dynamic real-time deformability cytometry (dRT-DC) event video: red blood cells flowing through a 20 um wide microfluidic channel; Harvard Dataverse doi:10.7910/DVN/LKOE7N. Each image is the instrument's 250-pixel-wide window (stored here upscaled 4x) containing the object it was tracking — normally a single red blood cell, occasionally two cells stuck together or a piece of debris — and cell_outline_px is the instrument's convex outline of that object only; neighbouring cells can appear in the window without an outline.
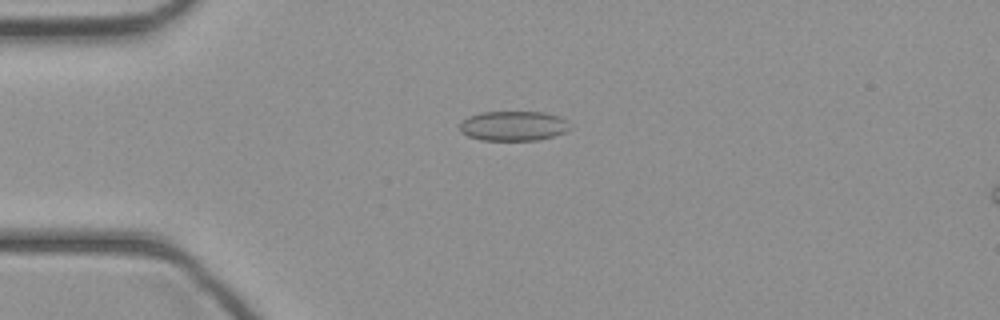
{"species": "common noctule bat (a hibernating species)", "species_latin": "Nyctalus noctula", "temperature_condition": "cold", "stored_images_in_passage": 45, "camera_frame_rate_fps": 3000, "um_per_image_px": 0.085, "animal": {"sex": "female", "body_mass_g": 21.9}, "frame": {"image": 1, "passage_image": 11, "time_ms": 3.333, "image_size_px": [1000, 320], "cell_outline_px": [[572, 128], [564, 132], [552, 136], [536, 140], [480, 140], [468, 136], [460, 132], [460, 124], [468, 116], [480, 112], [544, 112], [560, 116], [572, 124]], "centroid_in_image_um": [43.66, 10.69], "position_along_channel_um": 41.3, "area_um2": 19.25}}
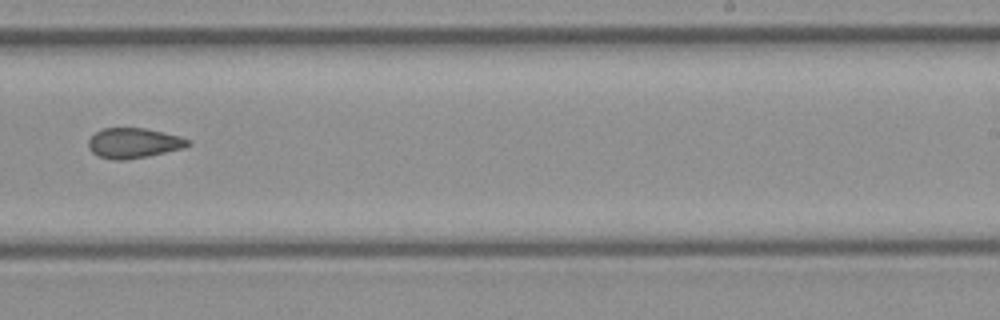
{"frame": {"image": 2, "passage_image": 28, "time_ms": 9.0, "image_size_px": [1000, 320], "cell_outline_px": [[192, 144], [184, 148], [148, 156], [124, 160], [112, 160], [100, 156], [92, 152], [88, 148], [88, 140], [96, 132], [104, 128], [144, 128], [164, 132], [180, 136], [192, 140]], "centroid_in_image_um": [11.4, 12.16], "position_along_channel_um": 277.6, "area_um2": 17.57}}
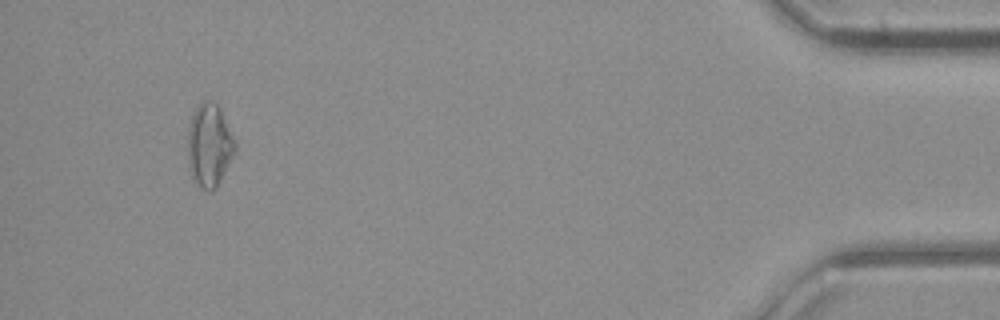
{"frame": {"image": 3, "passage_image": 42, "time_ms": 13.667, "image_size_px": [1000, 320], "cell_outline_px": [[236, 148], [216, 188], [212, 192], [208, 192], [200, 188], [192, 176], [188, 168], [188, 128], [196, 104], [204, 100], [208, 100], [216, 104], [220, 108], [236, 144]], "centroid_in_image_um": [17.76, 12.35], "position_along_channel_um": 417.4, "area_um2": 22.77}}